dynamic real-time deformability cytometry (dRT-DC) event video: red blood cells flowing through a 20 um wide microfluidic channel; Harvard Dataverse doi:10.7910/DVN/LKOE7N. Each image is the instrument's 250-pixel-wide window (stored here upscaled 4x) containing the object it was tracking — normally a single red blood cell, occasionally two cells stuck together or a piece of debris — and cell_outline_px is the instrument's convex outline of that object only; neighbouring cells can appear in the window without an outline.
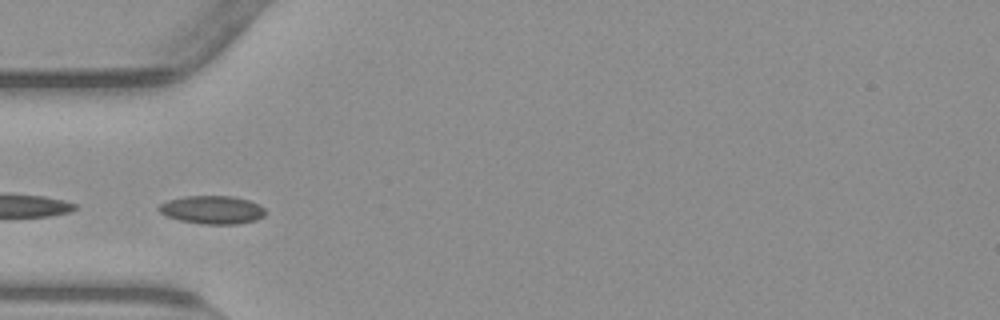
{"species": "common noctule bat (a hibernating species)", "species_latin": "Nyctalus noctula", "temperature_condition": "warm", "stored_images_in_passage": 26, "camera_frame_rate_fps": 3000, "um_per_image_px": 0.085, "animal": {"sex": "male", "body_mass_g": 23.1, "forearm_length_mm": 52.7}, "frame": {"image": 1, "passage_image": 5, "time_ms": 1.333, "image_size_px": [1000, 320], "cell_outline_px": [[264, 216], [256, 220], [240, 224], [204, 224], [180, 220], [168, 216], [160, 212], [156, 208], [160, 204], [168, 200], [184, 196], [232, 196], [248, 200], [260, 204], [264, 208]], "centroid_in_image_um": [18.05, 17.83], "position_along_channel_um": 66.9, "area_um2": 17.51}}
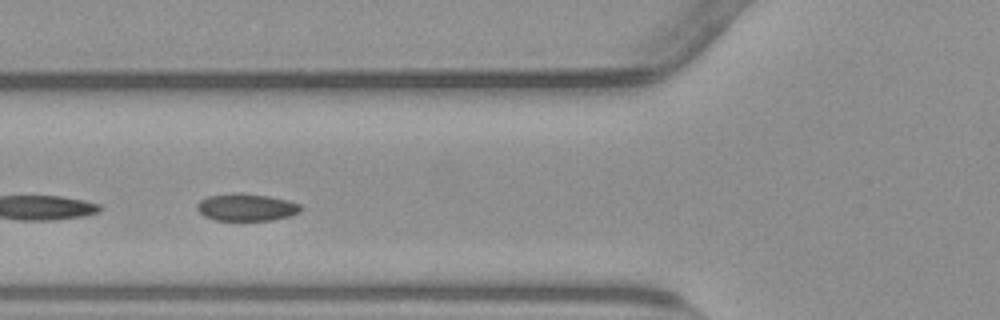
{"frame": {"image": 2, "passage_image": 8, "time_ms": 2.333, "image_size_px": [1000, 320], "cell_outline_px": [[300, 212], [288, 216], [272, 220], [216, 220], [204, 216], [196, 208], [196, 204], [200, 200], [208, 196], [232, 192], [268, 196], [288, 200], [300, 204]], "centroid_in_image_um": [20.91, 17.61], "position_along_channel_um": 104.9, "area_um2": 16.42}}
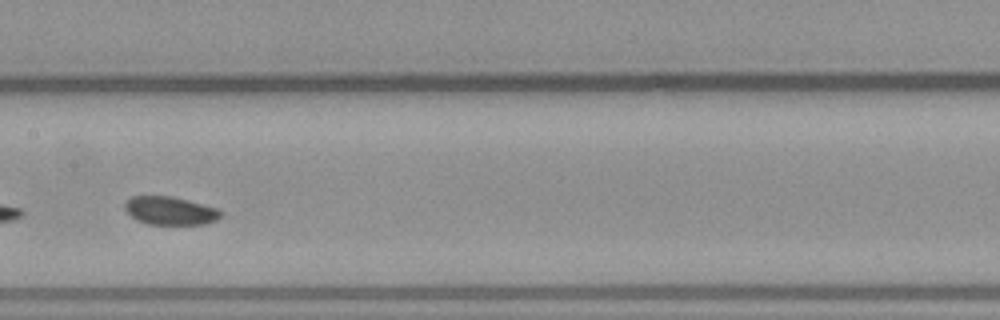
{"frame": {"image": 3, "passage_image": 15, "time_ms": 4.667, "image_size_px": [1000, 320], "cell_outline_px": [[224, 212], [216, 220], [204, 224], [148, 224], [136, 220], [124, 208], [124, 204], [132, 196], [172, 196], [220, 208]], "centroid_in_image_um": [14.5, 17.9], "position_along_channel_um": 192.9, "area_um2": 15.84}}